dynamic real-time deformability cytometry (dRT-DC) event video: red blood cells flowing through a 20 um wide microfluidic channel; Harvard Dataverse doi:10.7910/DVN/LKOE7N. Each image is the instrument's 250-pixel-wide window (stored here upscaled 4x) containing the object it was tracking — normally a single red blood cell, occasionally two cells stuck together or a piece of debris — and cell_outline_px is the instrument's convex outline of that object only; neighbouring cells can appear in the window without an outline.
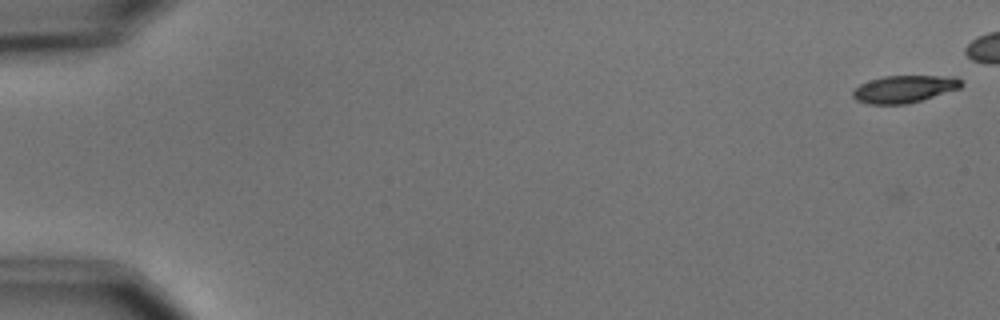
{"species": "common noctule bat (a hibernating species)", "species_latin": "Nyctalus noctula", "temperature_condition": "cold", "stored_images_in_passage": 5, "camera_frame_rate_fps": 3000, "um_per_image_px": 0.085, "animal": {"sex": "male", "body_mass_g": 15.6}, "frame": {"image": 1, "passage_image": 1, "time_ms": 0.0, "image_size_px": [1000, 320], "cell_outline_px": [[964, 84], [960, 88], [908, 104], [868, 104], [856, 100], [852, 96], [852, 92], [860, 84], [884, 76], [956, 76], [964, 80]], "centroid_in_image_um": [76.9, 7.56], "position_along_channel_um": 8.1, "area_um2": 17.28}}